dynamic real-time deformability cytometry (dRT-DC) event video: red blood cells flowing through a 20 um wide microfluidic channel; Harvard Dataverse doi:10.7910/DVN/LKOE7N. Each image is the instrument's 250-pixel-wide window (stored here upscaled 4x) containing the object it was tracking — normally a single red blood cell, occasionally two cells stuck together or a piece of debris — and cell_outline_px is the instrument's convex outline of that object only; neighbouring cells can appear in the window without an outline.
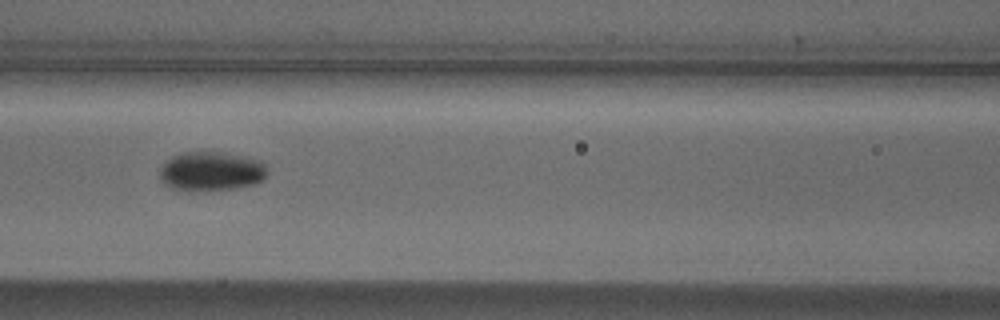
{"species": "Egyptian fruit bat (a non-hibernating species)", "species_latin": "Rousettus aegyptiacus", "temperature_condition": "cold", "stored_images_in_passage": 7, "camera_frame_rate_fps": 3000, "um_per_image_px": 0.085, "animal": {"sex": "male"}, "frame": {"image": 1, "passage_image": 5, "time_ms": 1.333, "image_size_px": [1000, 320], "cell_outline_px": [[264, 176], [256, 184], [236, 188], [192, 192], [176, 192], [164, 184], [160, 180], [160, 168], [172, 156], [180, 152], [224, 152], [244, 156], [260, 160], [264, 164]], "centroid_in_image_um": [17.87, 14.58], "position_along_channel_um": 148.7, "area_um2": 24.97}}
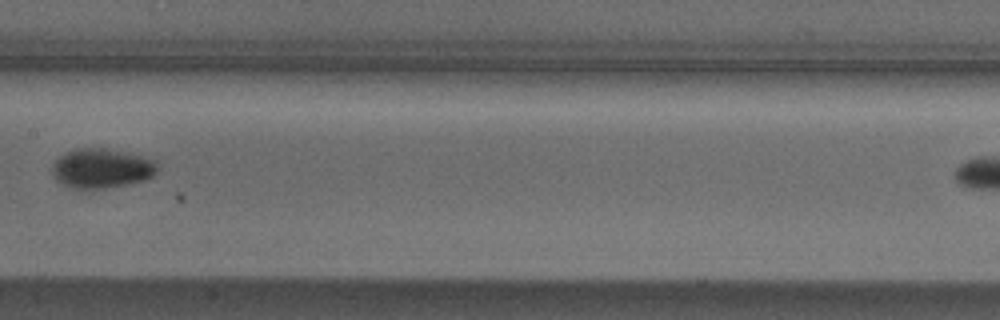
{"frame": {"image": 2, "passage_image": 6, "time_ms": 1.667, "image_size_px": [1000, 320], "cell_outline_px": [[160, 168], [152, 176], [144, 180], [128, 184], [104, 188], [72, 188], [60, 184], [52, 176], [52, 164], [64, 152], [76, 148], [104, 148], [124, 152], [156, 160]], "centroid_in_image_um": [8.62, 14.31], "position_along_channel_um": 198.8, "area_um2": 24.39}}
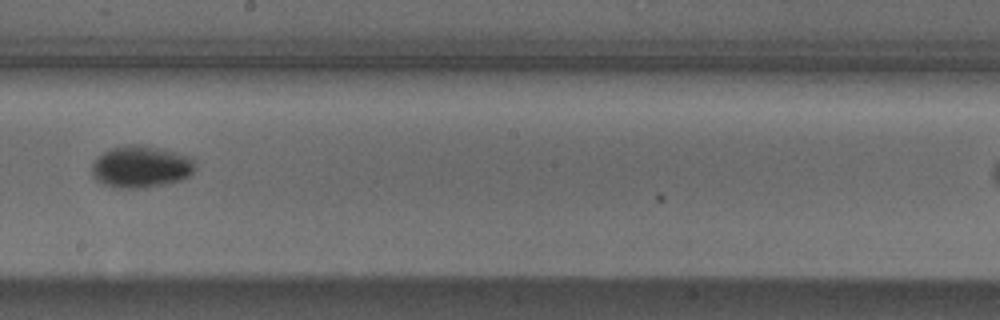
{"frame": {"image": 3, "passage_image": 7, "time_ms": 2.0, "image_size_px": [1000, 320], "cell_outline_px": [[196, 168], [188, 176], [180, 180], [168, 184], [144, 188], [116, 188], [104, 184], [96, 180], [92, 176], [92, 164], [96, 156], [108, 148], [128, 144], [144, 144], [192, 156]], "centroid_in_image_um": [11.96, 14.16], "position_along_channel_um": 236.2, "area_um2": 25.84}}